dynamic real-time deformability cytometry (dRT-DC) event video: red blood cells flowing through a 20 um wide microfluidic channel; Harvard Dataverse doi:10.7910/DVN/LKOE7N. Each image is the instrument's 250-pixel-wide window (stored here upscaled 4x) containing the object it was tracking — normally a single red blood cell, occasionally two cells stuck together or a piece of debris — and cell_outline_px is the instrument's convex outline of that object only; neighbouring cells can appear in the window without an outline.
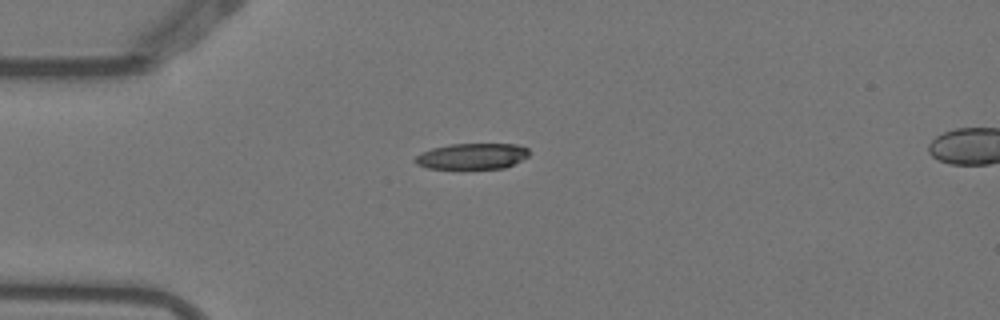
{"species": "Egyptian fruit bat (a non-hibernating species)", "species_latin": "Rousettus aegyptiacus", "temperature_condition": "warm", "stored_images_in_passage": 5, "camera_frame_rate_fps": 3000, "um_per_image_px": 0.085, "animal": {"sex": "female"}, "frame": {"image": 1, "passage_image": 1, "time_ms": 0.0, "image_size_px": [1000, 320], "cell_outline_px": [[528, 156], [504, 168], [428, 168], [416, 164], [412, 160], [420, 152], [432, 148], [452, 144], [516, 144], [528, 148]], "centroid_in_image_um": [40.09, 13.27], "position_along_channel_um": 44.9, "area_um2": 17.05}}
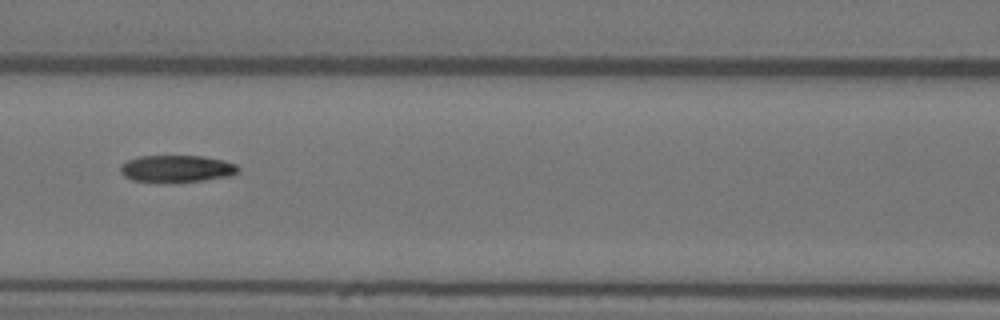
{"frame": {"image": 2, "passage_image": 4, "time_ms": 1.0, "image_size_px": [1000, 320], "cell_outline_px": [[240, 168], [232, 176], [204, 180], [132, 180], [124, 176], [120, 172], [120, 168], [128, 160], [140, 156], [204, 156], [224, 160], [236, 164]], "centroid_in_image_um": [15.08, 14.3], "position_along_channel_um": 151.5, "area_um2": 17.92}}
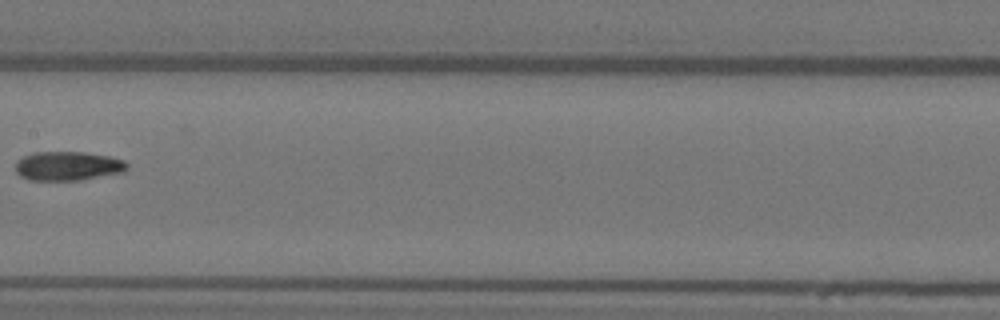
{"frame": {"image": 3, "passage_image": 5, "time_ms": 1.333, "image_size_px": [1000, 320], "cell_outline_px": [[128, 168], [124, 172], [80, 180], [28, 180], [20, 176], [16, 172], [16, 160], [24, 156], [36, 152], [84, 152], [108, 156], [124, 160], [128, 164]], "centroid_in_image_um": [5.77, 14.11], "position_along_channel_um": 201.6, "area_um2": 18.96}}